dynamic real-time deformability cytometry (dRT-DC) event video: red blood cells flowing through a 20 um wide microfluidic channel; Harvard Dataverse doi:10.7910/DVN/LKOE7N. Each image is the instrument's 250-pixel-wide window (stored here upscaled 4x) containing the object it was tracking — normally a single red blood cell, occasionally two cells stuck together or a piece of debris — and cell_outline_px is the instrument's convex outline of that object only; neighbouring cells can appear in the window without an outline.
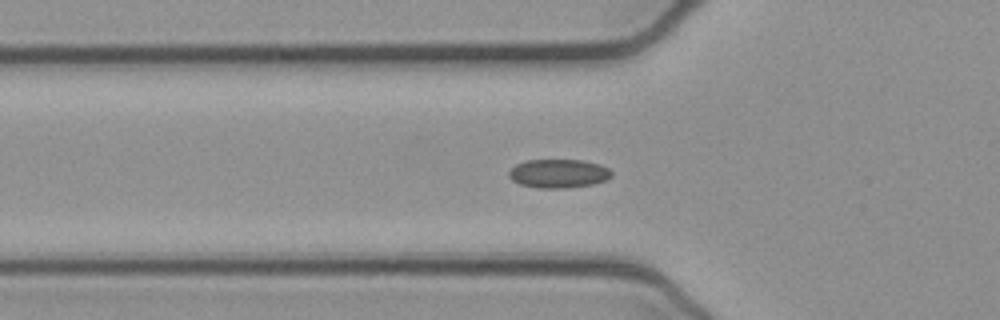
{"species": "common noctule bat (a hibernating species)", "species_latin": "Nyctalus noctula", "temperature_condition": "cold", "stored_images_in_passage": 47, "camera_frame_rate_fps": 3000, "um_per_image_px": 0.085, "animal": {"sex": "female", "body_mass_g": 21.9}, "frame": {"image": 1, "passage_image": 11, "time_ms": 3.333, "image_size_px": [1000, 320], "cell_outline_px": [[612, 176], [604, 180], [592, 184], [564, 188], [536, 188], [520, 184], [512, 180], [508, 176], [508, 172], [516, 164], [528, 160], [584, 160], [600, 164], [608, 168], [612, 172]], "centroid_in_image_um": [47.46, 14.74], "position_along_channel_um": 78.3, "area_um2": 17.17}}
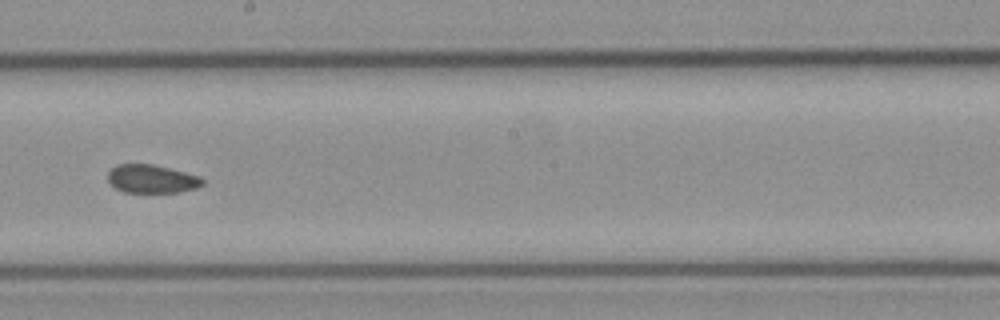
{"frame": {"image": 2, "passage_image": 23, "time_ms": 7.333, "image_size_px": [1000, 320], "cell_outline_px": [[204, 184], [196, 188], [180, 192], [124, 192], [116, 188], [108, 180], [108, 172], [116, 164], [152, 164], [200, 176], [204, 180]], "centroid_in_image_um": [12.91, 15.2], "position_along_channel_um": 235.3, "area_um2": 15.55}}
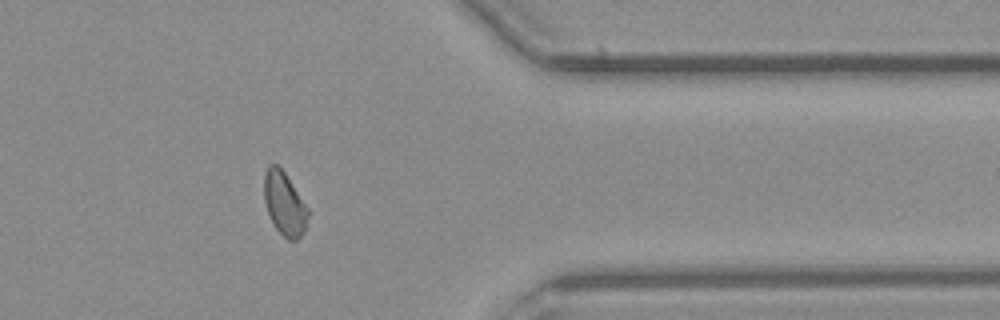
{"frame": {"image": 3, "passage_image": 36, "time_ms": 11.667, "image_size_px": [1000, 320], "cell_outline_px": [[308, 216], [304, 232], [296, 240], [288, 240], [272, 224], [264, 200], [264, 172], [268, 164], [276, 164], [284, 172], [308, 208]], "centroid_in_image_um": [24.16, 17.31], "position_along_channel_um": 387.2, "area_um2": 16.07}, "authors_computed_cell_mechanics": {"area_um2": 16.8198, "velocity_mm_per_s": 3.8958, "shape_relaxation_time_tau1_ms": null, "shape_relaxation_time_tau2_ms": 1.7164, "deformation_change_tau1": null, "deformation_change_tau2": 0.0548}}